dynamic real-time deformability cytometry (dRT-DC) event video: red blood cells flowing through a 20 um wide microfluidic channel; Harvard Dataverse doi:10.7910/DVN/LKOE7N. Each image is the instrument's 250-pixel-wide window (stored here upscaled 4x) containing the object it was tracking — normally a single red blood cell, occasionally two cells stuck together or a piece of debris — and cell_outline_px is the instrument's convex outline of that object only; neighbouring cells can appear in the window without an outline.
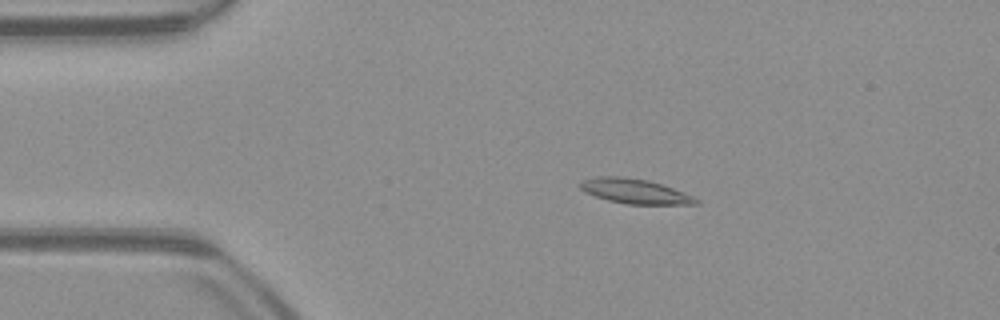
{"species": "common noctule bat (a hibernating species)", "species_latin": "Nyctalus noctula", "temperature_condition": "warm", "stored_images_in_passage": 51, "camera_frame_rate_fps": 3000, "um_per_image_px": 0.085, "animal": {"sex": "male", "body_mass_g": 23.1, "forearm_length_mm": 52.7}, "frame": {"image": 1, "passage_image": 9, "time_ms": 2.667, "image_size_px": [1000, 320], "cell_outline_px": [[700, 204], [628, 204], [608, 200], [584, 192], [580, 188], [580, 180], [596, 176], [620, 176], [648, 180], [672, 188], [692, 196], [700, 200]], "centroid_in_image_um": [53.92, 16.25], "position_along_channel_um": 31.1, "area_um2": 16.59}}
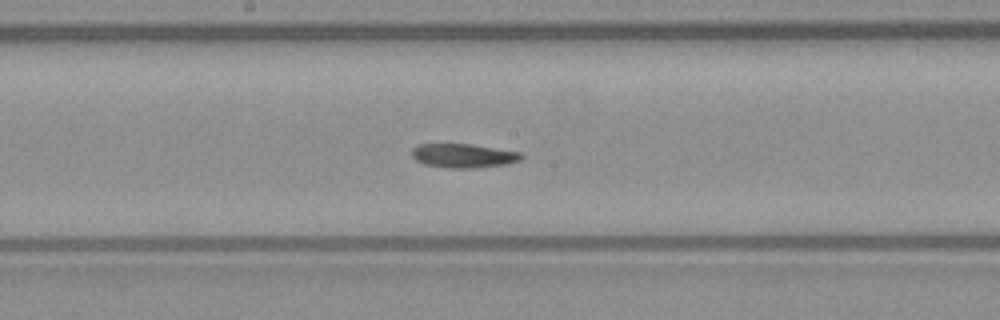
{"frame": {"image": 2, "passage_image": 26, "time_ms": 8.333, "image_size_px": [1000, 320], "cell_outline_px": [[524, 156], [520, 160], [508, 164], [476, 168], [448, 168], [424, 164], [416, 160], [412, 156], [412, 148], [416, 144], [468, 144], [520, 152]], "centroid_in_image_um": [39.37, 13.24], "position_along_channel_um": 208.8, "area_um2": 15.32}}
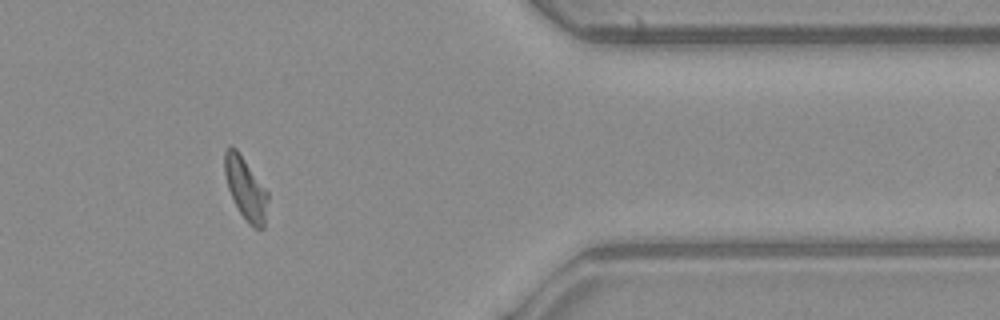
{"frame": {"image": 3, "passage_image": 42, "time_ms": 13.667, "image_size_px": [1000, 320], "cell_outline_px": [[268, 200], [264, 228], [252, 228], [248, 224], [240, 212], [228, 188], [224, 172], [224, 152], [228, 148], [236, 148], [268, 192]], "centroid_in_image_um": [20.89, 16.06], "position_along_channel_um": 390.5, "area_um2": 15.43}, "authors_computed_cell_mechanics": {"area_um2": 15.8372, "velocity_mm_per_s": 3.9253, "shape_relaxation_time_tau1_ms": null, "shape_relaxation_time_tau2_ms": 4.9728, "deformation_change_tau1": null, "deformation_change_tau2": 0.1094}}